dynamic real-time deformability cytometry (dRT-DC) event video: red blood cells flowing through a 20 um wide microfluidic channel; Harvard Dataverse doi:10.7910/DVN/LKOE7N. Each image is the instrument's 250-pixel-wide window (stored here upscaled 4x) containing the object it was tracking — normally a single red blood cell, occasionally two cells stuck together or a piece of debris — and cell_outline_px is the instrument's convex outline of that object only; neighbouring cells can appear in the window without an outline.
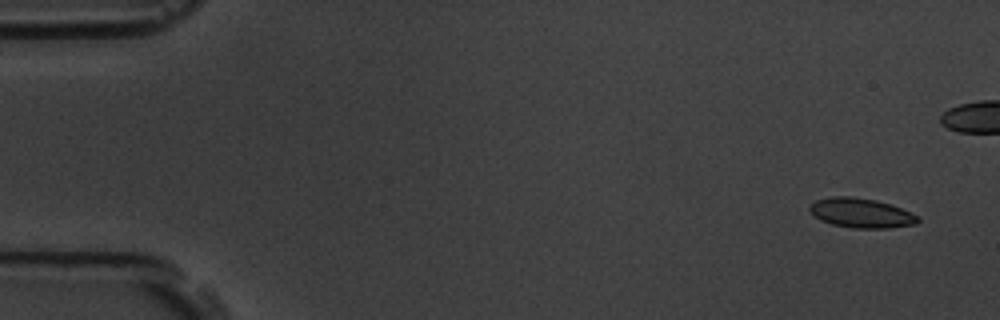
{"species": "common noctule bat (a hibernating species)", "species_latin": "Nyctalus noctula", "temperature_condition": "room temperature", "stored_images_in_passage": 6, "camera_frame_rate_fps": 3000, "um_per_image_px": 0.085, "animal": {"sex": "male", "body_mass_g": 19.5, "forearm_length_mm": 54.6}, "frame": {"image": 1, "passage_image": 1, "time_ms": 0.0, "image_size_px": [1000, 320], "cell_outline_px": [[920, 220], [916, 224], [888, 228], [852, 228], [832, 224], [820, 220], [808, 208], [816, 200], [832, 196], [852, 196], [876, 200], [892, 204], [916, 216]], "centroid_in_image_um": [73.19, 18.1], "position_along_channel_um": 11.8, "area_um2": 18.5}}
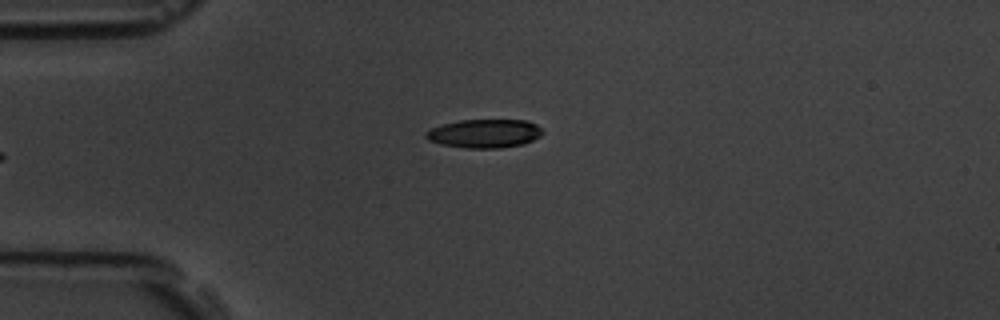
{"frame": {"image": 2, "passage_image": 6, "time_ms": 5.667, "image_size_px": [1000, 320], "cell_outline_px": [[544, 132], [540, 136], [524, 144], [500, 148], [464, 148], [440, 144], [428, 140], [424, 136], [424, 132], [432, 128], [444, 124], [460, 120], [524, 120], [536, 124]], "centroid_in_image_um": [41.16, 11.35], "position_along_channel_um": 43.8, "area_um2": 19.48}}